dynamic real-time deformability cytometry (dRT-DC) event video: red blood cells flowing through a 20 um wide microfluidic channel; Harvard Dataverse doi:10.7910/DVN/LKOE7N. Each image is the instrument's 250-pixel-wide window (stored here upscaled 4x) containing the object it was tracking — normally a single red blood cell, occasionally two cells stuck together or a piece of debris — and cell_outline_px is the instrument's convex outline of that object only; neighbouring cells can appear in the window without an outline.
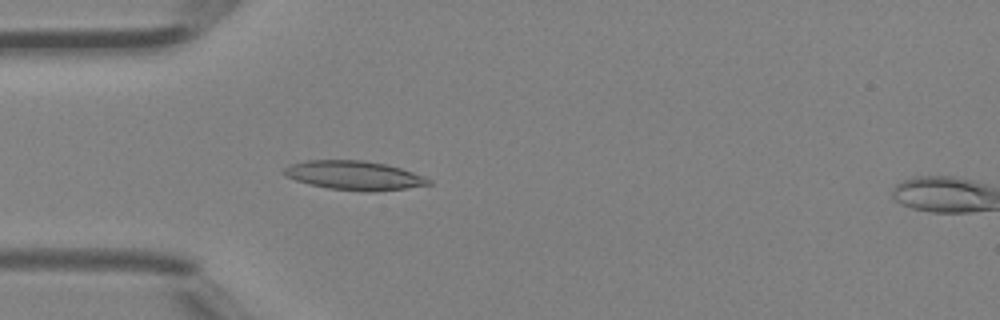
{"species": "Egyptian fruit bat (a non-hibernating species)", "species_latin": "Rousettus aegyptiacus", "temperature_condition": "room temperature", "stored_images_in_passage": 5, "camera_frame_rate_fps": 3000, "um_per_image_px": 0.085, "animal": {"sex": "female"}, "frame": {"image": 1, "passage_image": 4, "time_ms": 1.0, "image_size_px": [1000, 320], "cell_outline_px": [[432, 184], [404, 188], [372, 192], [368, 192], [328, 188], [296, 180], [284, 176], [284, 168], [288, 164], [308, 160], [364, 160], [384, 164], [400, 168], [424, 176], [432, 180]], "centroid_in_image_um": [30.1, 14.9], "position_along_channel_um": 54.9, "area_um2": 24.33}}